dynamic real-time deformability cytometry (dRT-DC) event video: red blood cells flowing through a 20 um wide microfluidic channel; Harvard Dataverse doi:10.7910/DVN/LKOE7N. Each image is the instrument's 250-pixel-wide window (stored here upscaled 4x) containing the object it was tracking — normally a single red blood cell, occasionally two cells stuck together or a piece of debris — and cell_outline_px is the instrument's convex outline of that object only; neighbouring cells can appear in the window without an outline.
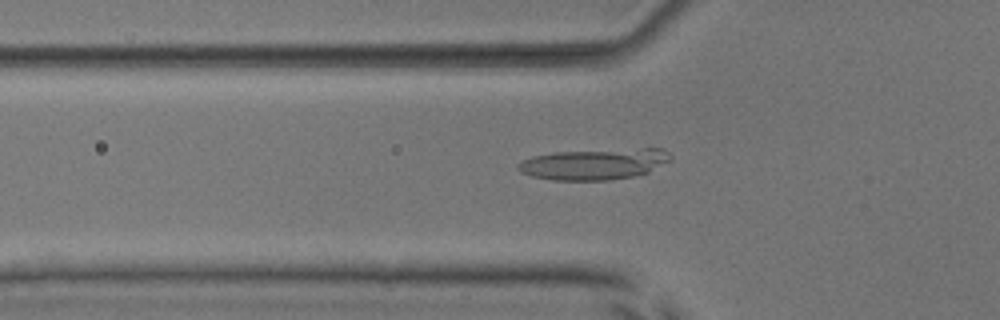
{"species": "common noctule bat (a hibernating species)", "species_latin": "Nyctalus noctula", "temperature_condition": "room temperature", "stored_images_in_passage": 36, "camera_frame_rate_fps": 3000, "um_per_image_px": 0.085, "animal": {"sex": "male", "body_mass_g": 17.9, "forearm_length_mm": 54.2}, "frame": {"image": 1, "passage_image": 9, "time_ms": 2.667, "image_size_px": [1000, 320], "cell_outline_px": [[672, 160], [648, 172], [632, 176], [608, 180], [552, 180], [532, 176], [520, 172], [516, 168], [516, 164], [532, 156], [556, 152], [644, 148], [664, 148], [672, 156]], "centroid_in_image_um": [50.53, 13.94], "position_along_channel_um": 75.3, "area_um2": 27.57}}
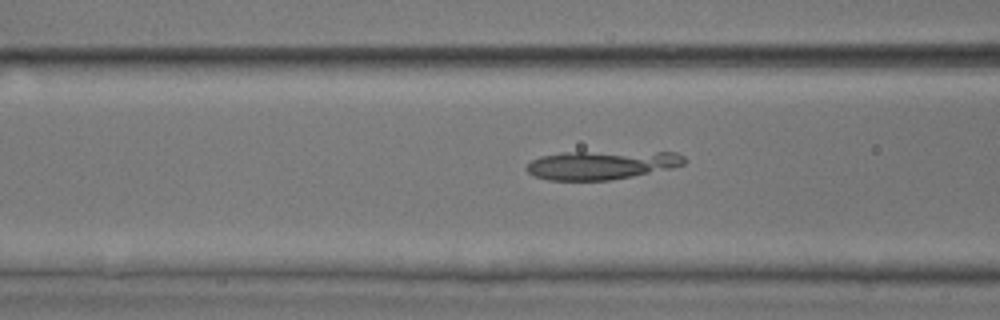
{"frame": {"image": 2, "passage_image": 12, "time_ms": 3.667, "image_size_px": [1000, 320], "cell_outline_px": [[688, 160], [684, 164], [668, 168], [632, 176], [608, 180], [548, 180], [532, 176], [524, 168], [532, 160], [540, 156], [560, 152], [676, 152], [684, 156]], "centroid_in_image_um": [51.08, 14.01], "position_along_channel_um": 115.5, "area_um2": 26.3}}
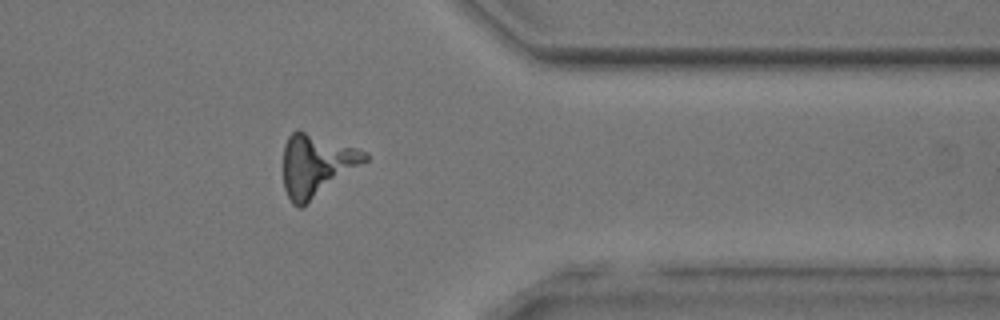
{"frame": {"image": 3, "passage_image": 33, "time_ms": 10.667, "image_size_px": [1000, 320], "cell_outline_px": [[368, 160], [300, 208], [296, 208], [292, 204], [284, 188], [284, 144], [288, 136], [296, 128], [300, 128], [368, 152]], "centroid_in_image_um": [26.87, 13.99], "position_along_channel_um": 384.5, "area_um2": 29.54}}